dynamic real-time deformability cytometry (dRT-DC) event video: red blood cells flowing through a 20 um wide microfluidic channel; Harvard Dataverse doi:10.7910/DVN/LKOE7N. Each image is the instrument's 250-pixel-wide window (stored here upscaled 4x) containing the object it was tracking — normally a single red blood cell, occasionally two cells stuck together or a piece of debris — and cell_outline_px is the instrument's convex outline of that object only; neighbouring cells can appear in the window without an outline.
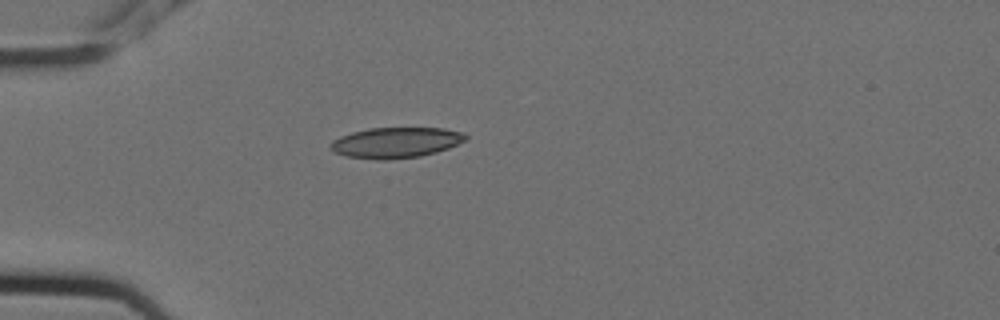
{"species": "Egyptian fruit bat (a non-hibernating species)", "species_latin": "Rousettus aegyptiacus", "temperature_condition": "cold", "stored_images_in_passage": 3, "camera_frame_rate_fps": 3000, "um_per_image_px": 0.085, "animal": {"sex": "female"}, "frame": {"image": 1, "passage_image": 2, "time_ms": 0.333, "image_size_px": [1000, 320], "cell_outline_px": [[468, 136], [464, 140], [448, 148], [436, 152], [420, 156], [388, 160], [376, 160], [344, 156], [328, 148], [332, 140], [340, 136], [352, 132], [368, 128], [444, 128], [464, 132]], "centroid_in_image_um": [33.61, 12.12], "position_along_channel_um": 51.4, "area_um2": 24.22}}